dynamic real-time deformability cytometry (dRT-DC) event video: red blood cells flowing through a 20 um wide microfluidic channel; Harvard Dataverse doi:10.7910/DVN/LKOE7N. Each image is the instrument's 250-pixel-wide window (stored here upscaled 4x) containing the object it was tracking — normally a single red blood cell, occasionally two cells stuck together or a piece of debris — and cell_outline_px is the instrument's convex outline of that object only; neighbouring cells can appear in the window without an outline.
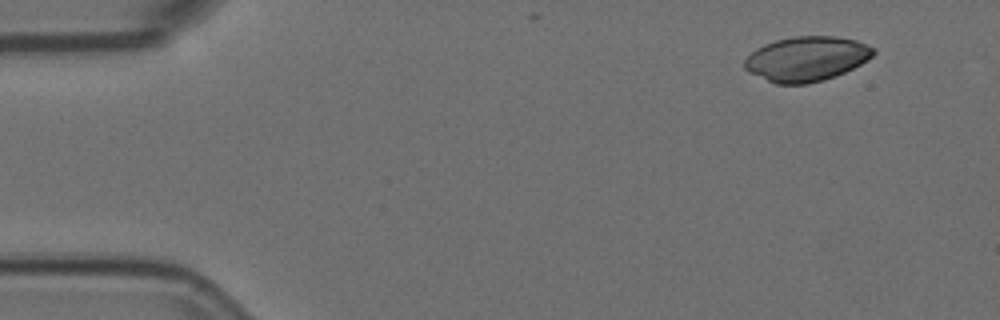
{"species": "Egyptian fruit bat (a non-hibernating species)", "species_latin": "Rousettus aegyptiacus", "temperature_condition": "room temperature", "stored_images_in_passage": 3, "camera_frame_rate_fps": 3000, "um_per_image_px": 0.085, "animal": {"sex": "female"}, "frame": {"image": 1, "passage_image": 1, "time_ms": 0.0, "image_size_px": [1000, 320], "cell_outline_px": [[876, 52], [868, 60], [836, 76], [824, 80], [808, 84], [776, 84], [748, 72], [744, 68], [744, 60], [756, 48], [764, 44], [776, 40], [796, 36], [836, 36], [856, 40], [876, 48]], "centroid_in_image_um": [68.56, 5.0], "position_along_channel_um": 16.4, "area_um2": 33.7}}